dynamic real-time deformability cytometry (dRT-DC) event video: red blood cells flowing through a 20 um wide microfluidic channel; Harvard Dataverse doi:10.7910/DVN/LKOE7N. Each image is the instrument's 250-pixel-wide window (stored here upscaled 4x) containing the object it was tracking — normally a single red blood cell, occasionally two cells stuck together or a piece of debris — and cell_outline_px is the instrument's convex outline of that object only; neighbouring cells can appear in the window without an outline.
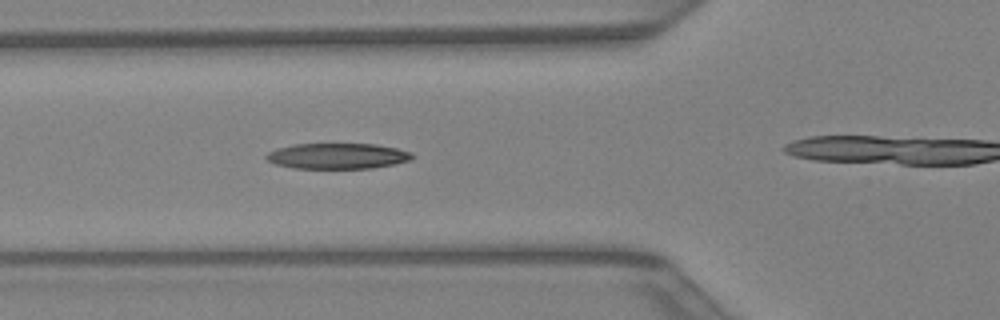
{"species": "Egyptian fruit bat (a non-hibernating species)", "species_latin": "Rousettus aegyptiacus", "temperature_condition": "warm", "stored_images_in_passage": 33, "camera_frame_rate_fps": 3000, "um_per_image_px": 0.085, "animal": {"sex": "female"}, "frame": {"image": 1, "passage_image": 15, "time_ms": 4.667, "image_size_px": [1000, 320], "cell_outline_px": [[416, 156], [412, 160], [372, 168], [292, 168], [276, 164], [268, 160], [264, 156], [268, 152], [292, 144], [376, 144], [396, 148], [412, 152]], "centroid_in_image_um": [28.72, 13.26], "position_along_channel_um": 97.1, "area_um2": 21.79}}
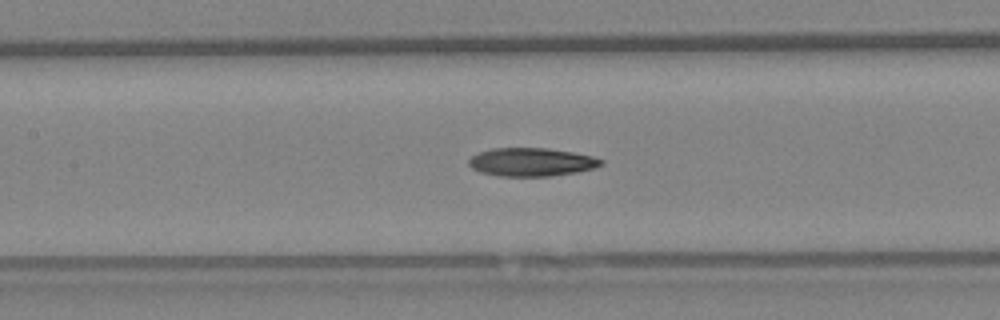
{"frame": {"image": 2, "passage_image": 19, "time_ms": 6.0, "image_size_px": [1000, 320], "cell_outline_px": [[604, 164], [596, 168], [576, 172], [552, 176], [500, 176], [480, 172], [472, 168], [468, 164], [468, 160], [476, 152], [492, 148], [548, 148], [572, 152], [592, 156], [604, 160]], "centroid_in_image_um": [45.17, 13.77], "position_along_channel_um": 162.2, "area_um2": 22.02}}